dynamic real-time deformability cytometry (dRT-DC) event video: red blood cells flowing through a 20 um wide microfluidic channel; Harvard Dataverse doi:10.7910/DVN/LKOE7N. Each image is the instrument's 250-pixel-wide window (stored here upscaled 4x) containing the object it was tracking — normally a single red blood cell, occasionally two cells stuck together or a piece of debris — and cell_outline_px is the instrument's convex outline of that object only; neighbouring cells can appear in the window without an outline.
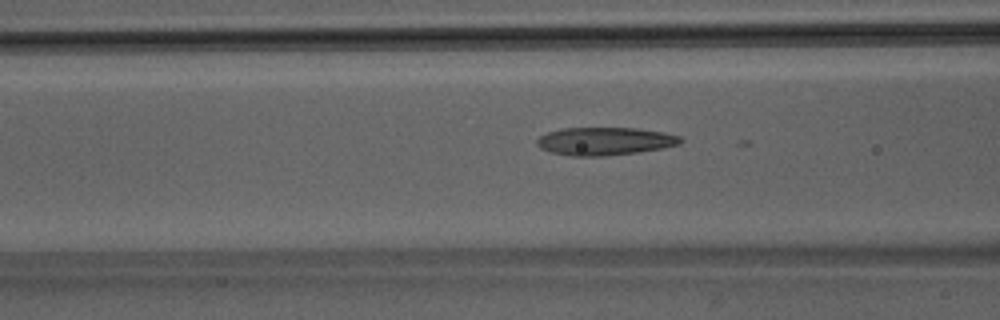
{"species": "Egyptian fruit bat (a non-hibernating species)", "species_latin": "Rousettus aegyptiacus", "temperature_condition": "room temperature", "stored_images_in_passage": 26, "camera_frame_rate_fps": 3000, "um_per_image_px": 0.085, "animal": {"sex": "male"}, "frame": {"image": 1, "passage_image": 8, "time_ms": 2.333, "image_size_px": [1000, 320], "cell_outline_px": [[684, 140], [680, 144], [664, 148], [640, 152], [604, 156], [572, 156], [552, 152], [540, 148], [536, 144], [536, 140], [540, 136], [548, 132], [564, 128], [636, 128], [664, 132], [680, 136]], "centroid_in_image_um": [51.44, 12.0], "position_along_channel_um": 115.2, "area_um2": 23.47}}
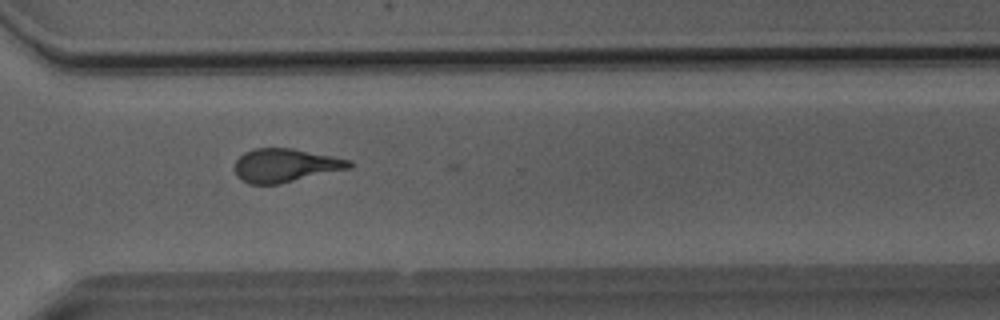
{"frame": {"image": 2, "passage_image": 25, "time_ms": 8.0, "image_size_px": [1000, 320], "cell_outline_px": [[352, 168], [280, 184], [248, 184], [240, 180], [236, 176], [236, 160], [244, 152], [252, 148], [292, 148], [352, 160]], "centroid_in_image_um": [24.26, 14.06], "position_along_channel_um": 346.3, "area_um2": 22.54}}